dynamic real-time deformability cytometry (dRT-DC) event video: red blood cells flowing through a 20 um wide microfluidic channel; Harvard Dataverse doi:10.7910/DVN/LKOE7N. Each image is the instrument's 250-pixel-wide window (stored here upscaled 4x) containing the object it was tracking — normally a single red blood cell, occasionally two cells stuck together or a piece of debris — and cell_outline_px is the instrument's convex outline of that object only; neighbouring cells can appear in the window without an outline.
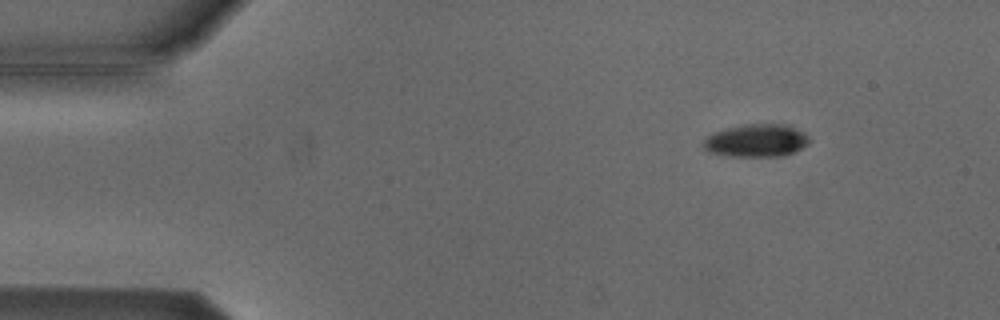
{"species": "Egyptian fruit bat (a non-hibernating species)", "species_latin": "Rousettus aegyptiacus", "temperature_condition": "cold", "stored_images_in_passage": 5, "camera_frame_rate_fps": 3000, "um_per_image_px": 0.085, "animal": {"sex": "male"}, "frame": {"image": 1, "passage_image": 2, "time_ms": 1.333, "image_size_px": [1000, 320], "cell_outline_px": [[812, 140], [808, 144], [784, 156], [728, 156], [708, 152], [704, 148], [704, 140], [708, 136], [716, 132], [728, 128], [748, 124], [784, 124], [804, 132]], "centroid_in_image_um": [64.31, 11.95], "position_along_channel_um": 20.7, "area_um2": 20.0}}